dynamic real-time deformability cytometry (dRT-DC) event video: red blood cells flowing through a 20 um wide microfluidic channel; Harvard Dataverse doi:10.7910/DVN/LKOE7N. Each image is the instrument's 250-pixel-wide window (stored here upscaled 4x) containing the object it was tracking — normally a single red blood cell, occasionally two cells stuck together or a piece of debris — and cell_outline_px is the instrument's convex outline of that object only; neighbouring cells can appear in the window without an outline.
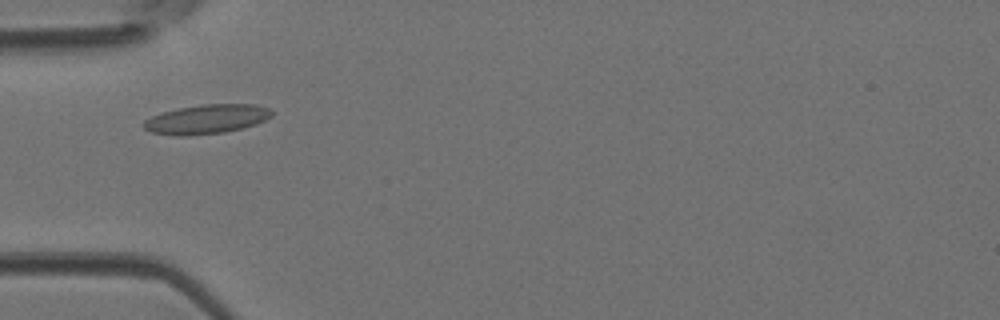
{"species": "Egyptian fruit bat (a non-hibernating species)", "species_latin": "Rousettus aegyptiacus", "temperature_condition": "room temperature", "stored_images_in_passage": 40, "camera_frame_rate_fps": 3000, "um_per_image_px": 0.085, "animal": {"sex": "female"}, "frame": {"image": 1, "passage_image": 9, "time_ms": 2.667, "image_size_px": [1000, 320], "cell_outline_px": [[272, 116], [256, 124], [244, 128], [224, 132], [188, 136], [172, 136], [152, 132], [144, 128], [140, 124], [144, 120], [152, 116], [164, 112], [180, 108], [204, 104], [256, 104], [268, 108], [272, 112]], "centroid_in_image_um": [17.54, 10.14], "position_along_channel_um": 67.5, "area_um2": 21.91}}
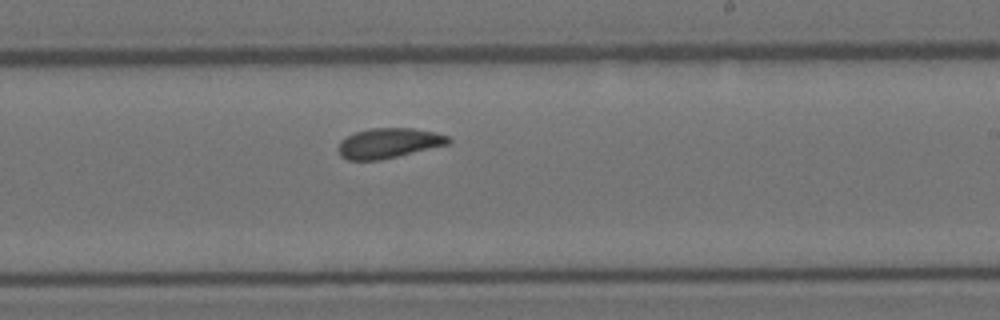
{"frame": {"image": 2, "passage_image": 22, "time_ms": 7.0, "image_size_px": [1000, 320], "cell_outline_px": [[452, 140], [448, 144], [380, 160], [348, 160], [340, 156], [340, 140], [356, 132], [372, 128], [412, 128], [436, 132], [448, 136]], "centroid_in_image_um": [33.06, 12.16], "position_along_channel_um": 255.9, "area_um2": 19.02}}
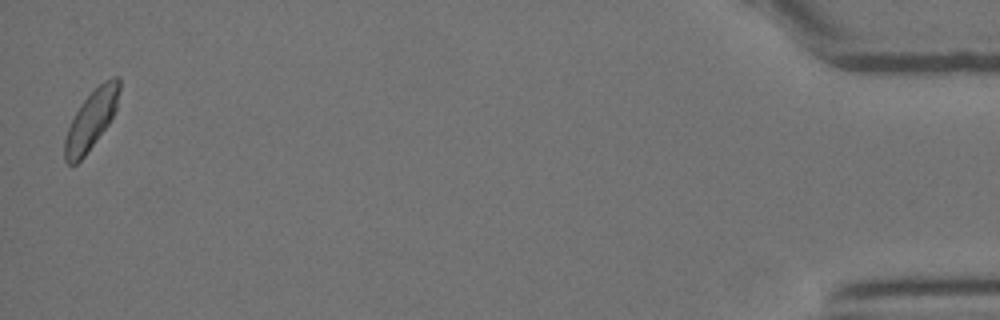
{"frame": {"image": 3, "passage_image": 40, "time_ms": 13.0, "image_size_px": [1000, 320], "cell_outline_px": [[120, 88], [116, 108], [108, 124], [84, 156], [76, 164], [68, 164], [64, 160], [64, 140], [68, 128], [80, 104], [104, 80], [112, 76], [120, 76]], "centroid_in_image_um": [7.75, 10.17], "position_along_channel_um": 427.4, "area_um2": 18.44}}